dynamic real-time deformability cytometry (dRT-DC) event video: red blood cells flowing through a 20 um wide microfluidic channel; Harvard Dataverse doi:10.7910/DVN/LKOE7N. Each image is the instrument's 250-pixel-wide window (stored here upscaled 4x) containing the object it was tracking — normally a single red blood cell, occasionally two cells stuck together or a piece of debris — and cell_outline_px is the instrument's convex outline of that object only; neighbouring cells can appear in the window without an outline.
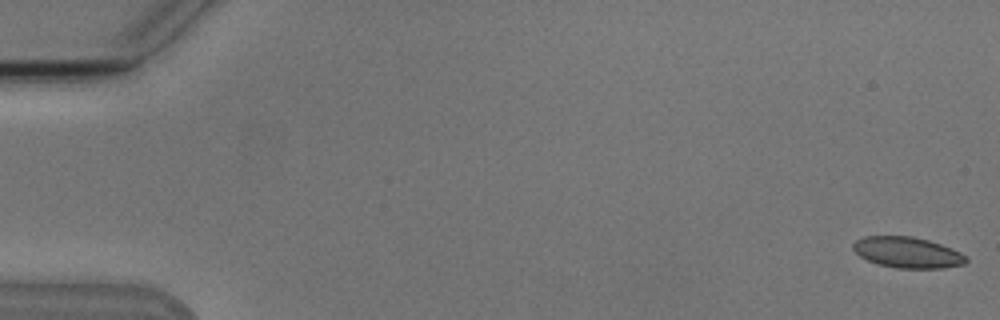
{"species": "Egyptian fruit bat (a non-hibernating species)", "species_latin": "Rousettus aegyptiacus", "temperature_condition": "cold", "stored_images_in_passage": 54, "camera_frame_rate_fps": 3000, "um_per_image_px": 0.085, "animal": {"sex": "male"}, "frame": {"image": 1, "passage_image": 1, "time_ms": 0.0, "image_size_px": [1000, 320], "cell_outline_px": [[968, 260], [964, 264], [944, 268], [896, 268], [876, 264], [860, 256], [852, 248], [852, 244], [856, 240], [864, 236], [912, 236], [928, 240], [952, 248], [968, 256]], "centroid_in_image_um": [77.14, 21.46], "position_along_channel_um": 7.9, "area_um2": 20.46}}
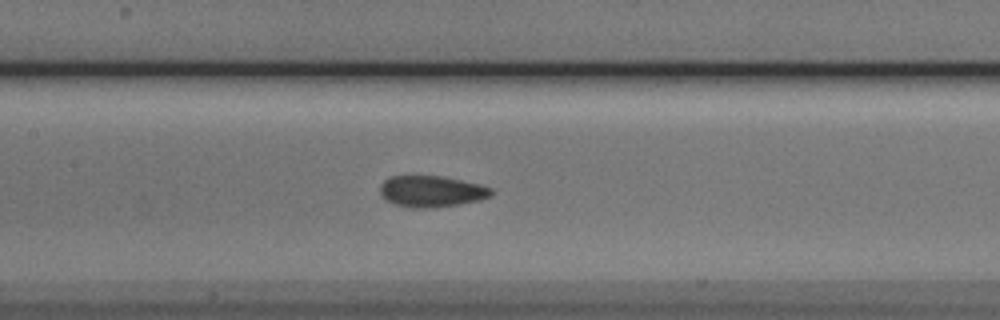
{"frame": {"image": 2, "passage_image": 26, "time_ms": 8.333, "image_size_px": [1000, 320], "cell_outline_px": [[492, 196], [480, 200], [432, 208], [412, 208], [392, 204], [384, 200], [380, 196], [380, 184], [388, 176], [440, 176], [480, 184], [492, 188]], "centroid_in_image_um": [36.62, 16.27], "position_along_channel_um": 170.8, "area_um2": 20.46}}
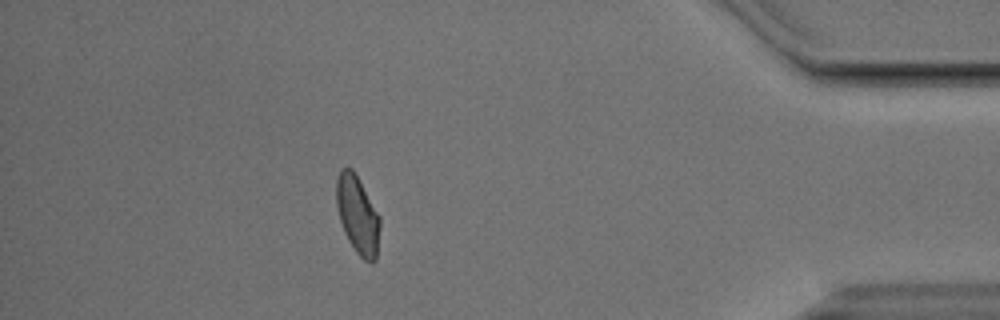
{"frame": {"image": 3, "passage_image": 48, "time_ms": 15.667, "image_size_px": [1000, 320], "cell_outline_px": [[380, 228], [376, 260], [372, 264], [364, 260], [356, 252], [348, 240], [344, 232], [340, 220], [336, 204], [336, 180], [340, 168], [352, 168], [356, 172], [380, 216]], "centroid_in_image_um": [30.4, 18.25], "position_along_channel_um": 404.8, "area_um2": 20.11}, "authors_computed_cell_mechanics": {"area_um2": 20.5479, "velocity_mm_per_s": 3.8048, "shape_relaxation_time_tau1_ms": 5.213, "shape_relaxation_time_tau2_ms": 1.5012, "deformation_change_tau1": 0.0986, "deformation_change_tau2": 0.0596}}